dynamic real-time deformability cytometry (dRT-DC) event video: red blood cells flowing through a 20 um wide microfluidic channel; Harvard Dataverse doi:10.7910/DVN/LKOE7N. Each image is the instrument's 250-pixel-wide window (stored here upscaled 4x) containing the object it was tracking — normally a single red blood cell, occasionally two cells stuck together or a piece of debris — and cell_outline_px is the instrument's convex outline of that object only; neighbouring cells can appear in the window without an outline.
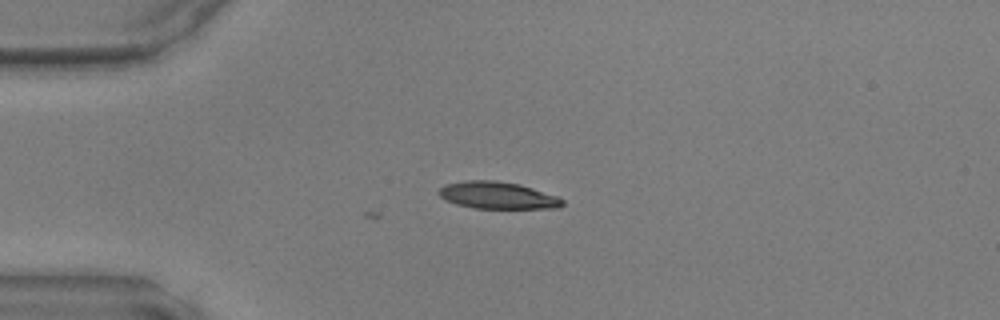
{"species": "common noctule bat (a hibernating species)", "species_latin": "Nyctalus noctula", "temperature_condition": "warm", "stored_images_in_passage": 7, "camera_frame_rate_fps": 3000, "um_per_image_px": 0.085, "animal": {"sex": "male", "body_mass_g": 17.9, "forearm_length_mm": 54.2}, "frame": {"image": 1, "passage_image": 7, "time_ms": 2.0, "image_size_px": [1000, 320], "cell_outline_px": [[564, 204], [560, 208], [472, 208], [456, 204], [440, 196], [436, 192], [444, 184], [464, 180], [496, 180], [520, 184], [556, 196], [564, 200]], "centroid_in_image_um": [42.27, 16.59], "position_along_channel_um": 42.7, "area_um2": 19.54}}